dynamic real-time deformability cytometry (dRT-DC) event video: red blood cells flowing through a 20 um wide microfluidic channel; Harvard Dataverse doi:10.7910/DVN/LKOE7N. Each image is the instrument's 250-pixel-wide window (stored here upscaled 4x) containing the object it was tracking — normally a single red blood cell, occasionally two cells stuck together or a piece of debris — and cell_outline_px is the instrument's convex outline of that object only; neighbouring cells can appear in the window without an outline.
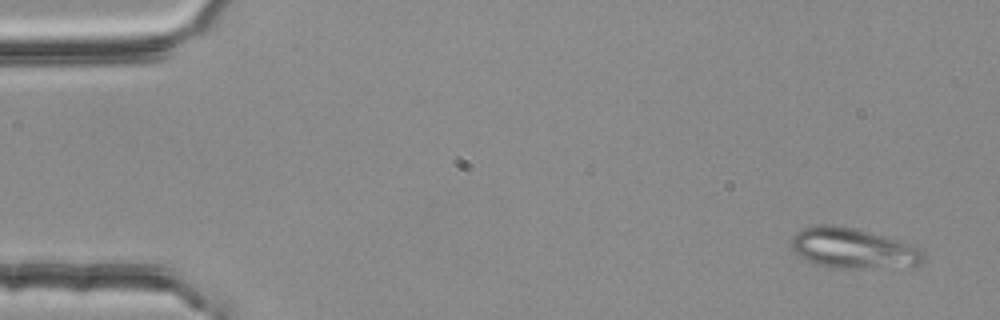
{"species": "common noctule bat (a hibernating species)", "species_latin": "Nyctalus noctula", "temperature_condition": "room temperature", "stored_images_in_passage": 3, "camera_frame_rate_fps": 3000, "um_per_image_px": 0.085, "animal": {"sex": "female", "body_mass_g": 25.1}, "frame": {"image": 1, "passage_image": 1, "time_ms": 0.0, "image_size_px": [1000, 320], "cell_outline_px": [[924, 260], [920, 264], [856, 268], [832, 268], [816, 264], [804, 260], [792, 248], [792, 236], [796, 232], [804, 228], [816, 224], [836, 224], [856, 228], [904, 240], [920, 248], [924, 252]], "centroid_in_image_um": [72.5, 21.07], "position_along_channel_um": 12.5, "area_um2": 31.27}}